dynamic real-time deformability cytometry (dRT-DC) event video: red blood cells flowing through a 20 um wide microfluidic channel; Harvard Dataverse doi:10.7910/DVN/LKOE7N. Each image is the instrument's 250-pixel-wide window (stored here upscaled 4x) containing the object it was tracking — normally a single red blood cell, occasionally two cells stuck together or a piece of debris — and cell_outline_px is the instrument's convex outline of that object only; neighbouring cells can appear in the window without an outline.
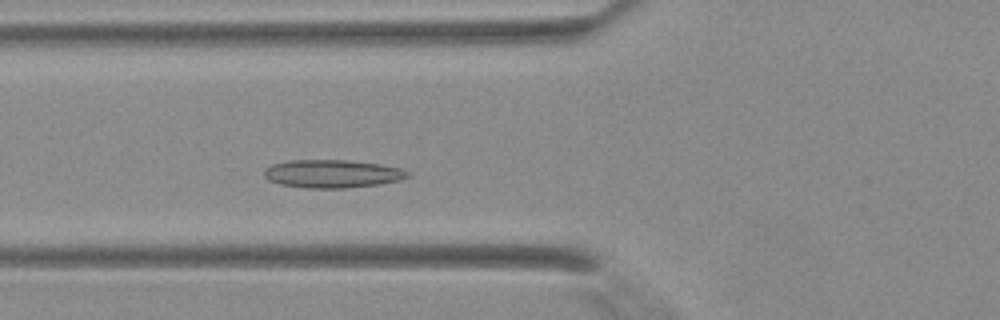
{"species": "Egyptian fruit bat (a non-hibernating species)", "species_latin": "Rousettus aegyptiacus", "temperature_condition": "warm", "stored_images_in_passage": 31, "camera_frame_rate_fps": 3000, "um_per_image_px": 0.085, "animal": {"sex": "female"}, "frame": {"image": 1, "passage_image": 4, "time_ms": 1.0, "image_size_px": [1000, 320], "cell_outline_px": [[412, 176], [400, 180], [380, 184], [344, 188], [304, 188], [280, 184], [268, 180], [264, 176], [264, 168], [272, 164], [288, 160], [344, 160], [380, 164], [400, 168], [412, 172]], "centroid_in_image_um": [28.26, 14.77], "position_along_channel_um": 97.5, "area_um2": 23.7}}
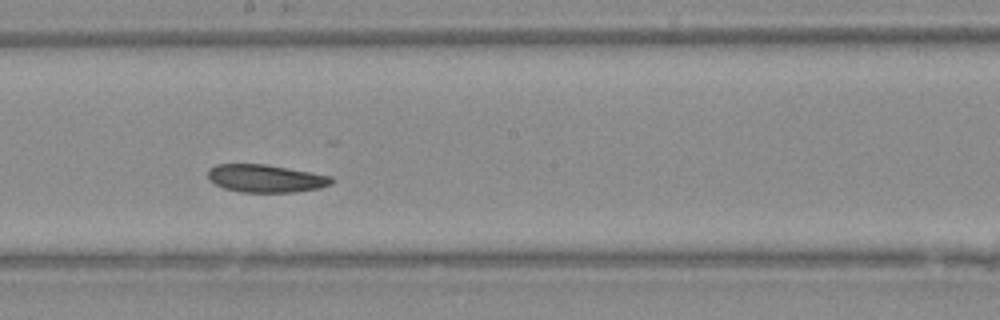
{"frame": {"image": 2, "passage_image": 12, "time_ms": 3.667, "image_size_px": [1000, 320], "cell_outline_px": [[336, 180], [332, 184], [320, 188], [296, 192], [240, 192], [224, 188], [208, 180], [208, 168], [216, 164], [264, 164], [288, 168], [332, 176]], "centroid_in_image_um": [22.6, 15.17], "position_along_channel_um": 225.6, "area_um2": 20.17}}
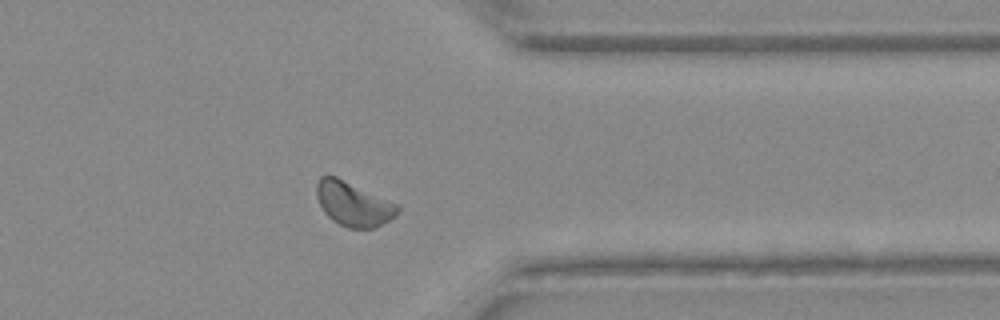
{"frame": {"image": 3, "passage_image": 22, "time_ms": 7.0, "image_size_px": [1000, 320], "cell_outline_px": [[400, 208], [396, 216], [372, 228], [348, 228], [332, 220], [324, 212], [316, 196], [316, 184], [320, 176], [336, 176], [396, 204]], "centroid_in_image_um": [29.99, 17.33], "position_along_channel_um": 381.4, "area_um2": 20.46}}